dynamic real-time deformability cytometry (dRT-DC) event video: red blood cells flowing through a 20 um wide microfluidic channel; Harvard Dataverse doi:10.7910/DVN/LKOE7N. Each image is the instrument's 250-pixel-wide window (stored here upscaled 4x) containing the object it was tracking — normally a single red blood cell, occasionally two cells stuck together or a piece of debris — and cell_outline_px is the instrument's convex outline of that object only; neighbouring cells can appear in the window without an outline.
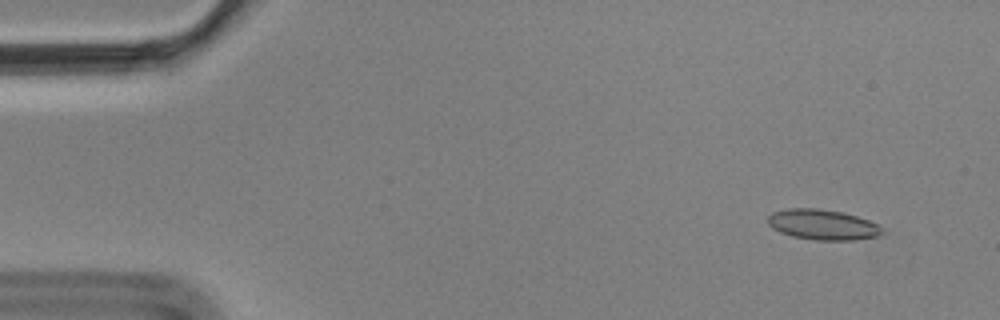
{"species": "Egyptian fruit bat (a non-hibernating species)", "species_latin": "Rousettus aegyptiacus", "temperature_condition": "cold", "stored_images_in_passage": 6, "camera_frame_rate_fps": 3000, "um_per_image_px": 0.085, "animal": {"sex": "male"}, "frame": {"image": 1, "passage_image": 2, "time_ms": 0.333, "image_size_px": [1000, 320], "cell_outline_px": [[884, 232], [880, 236], [856, 240], [816, 240], [792, 236], [780, 232], [772, 228], [768, 224], [768, 216], [772, 212], [788, 208], [816, 208], [844, 212], [868, 220], [876, 224]], "centroid_in_image_um": [69.91, 19.09], "position_along_channel_um": 15.1, "area_um2": 20.29}}
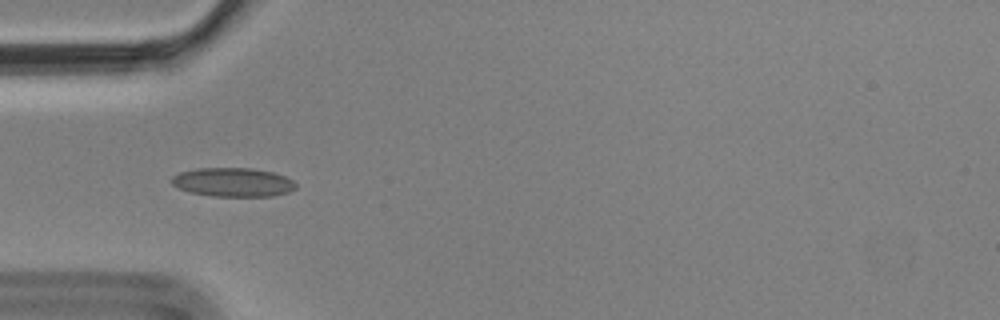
{"frame": {"image": 2, "passage_image": 5, "time_ms": 1.333, "image_size_px": [1000, 320], "cell_outline_px": [[296, 188], [288, 192], [272, 196], [212, 196], [188, 192], [176, 188], [172, 184], [172, 176], [180, 172], [196, 168], [252, 168], [272, 172], [284, 176], [292, 180], [296, 184]], "centroid_in_image_um": [19.77, 15.49], "position_along_channel_um": 65.2, "area_um2": 20.98}}